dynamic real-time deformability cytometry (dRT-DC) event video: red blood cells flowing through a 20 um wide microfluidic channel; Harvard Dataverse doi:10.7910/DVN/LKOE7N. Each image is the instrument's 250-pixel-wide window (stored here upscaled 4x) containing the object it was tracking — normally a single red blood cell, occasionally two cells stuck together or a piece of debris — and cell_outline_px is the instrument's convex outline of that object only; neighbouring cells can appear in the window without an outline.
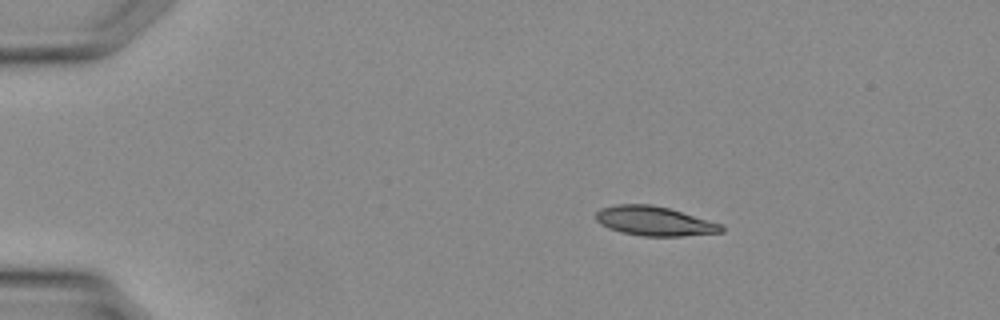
{"species": "Egyptian fruit bat (a non-hibernating species)", "species_latin": "Rousettus aegyptiacus", "temperature_condition": "warm", "stored_images_in_passage": 33, "camera_frame_rate_fps": 3000, "um_per_image_px": 0.085, "animal": {"sex": "female"}, "frame": {"image": 1, "passage_image": 3, "time_ms": 0.667, "image_size_px": [1000, 320], "cell_outline_px": [[724, 232], [680, 236], [640, 236], [620, 232], [608, 228], [600, 224], [596, 220], [596, 212], [600, 208], [616, 204], [652, 204], [668, 208], [724, 224]], "centroid_in_image_um": [55.62, 18.79], "position_along_channel_um": 29.4, "area_um2": 21.68}}
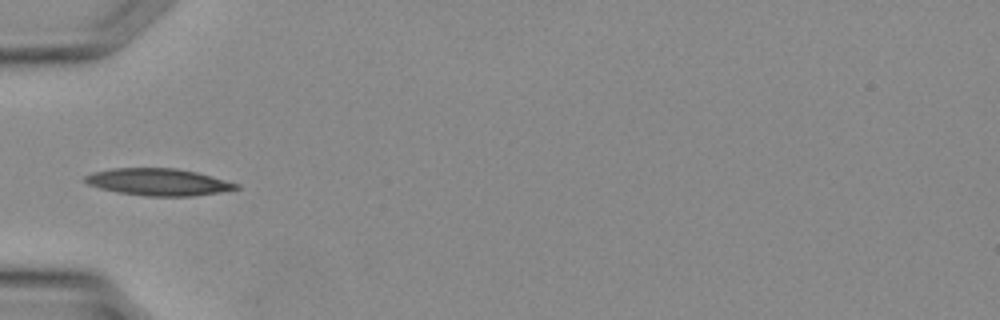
{"frame": {"image": 2, "passage_image": 9, "time_ms": 2.667, "image_size_px": [1000, 320], "cell_outline_px": [[240, 188], [220, 192], [192, 196], [148, 196], [120, 192], [100, 188], [88, 184], [80, 180], [84, 176], [92, 172], [112, 168], [176, 168], [196, 172], [212, 176], [240, 184]], "centroid_in_image_um": [13.44, 15.46], "position_along_channel_um": 71.6, "area_um2": 23.81}}
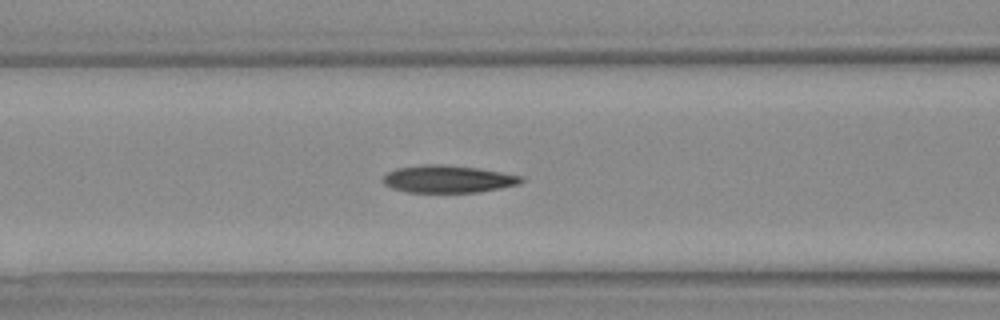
{"frame": {"image": 3, "passage_image": 12, "time_ms": 3.667, "image_size_px": [1000, 320], "cell_outline_px": [[524, 180], [520, 184], [476, 192], [408, 192], [392, 188], [384, 184], [380, 180], [388, 172], [396, 168], [424, 164], [444, 164], [480, 168], [524, 176]], "centroid_in_image_um": [38.07, 15.2], "position_along_channel_um": 128.5, "area_um2": 22.2}}